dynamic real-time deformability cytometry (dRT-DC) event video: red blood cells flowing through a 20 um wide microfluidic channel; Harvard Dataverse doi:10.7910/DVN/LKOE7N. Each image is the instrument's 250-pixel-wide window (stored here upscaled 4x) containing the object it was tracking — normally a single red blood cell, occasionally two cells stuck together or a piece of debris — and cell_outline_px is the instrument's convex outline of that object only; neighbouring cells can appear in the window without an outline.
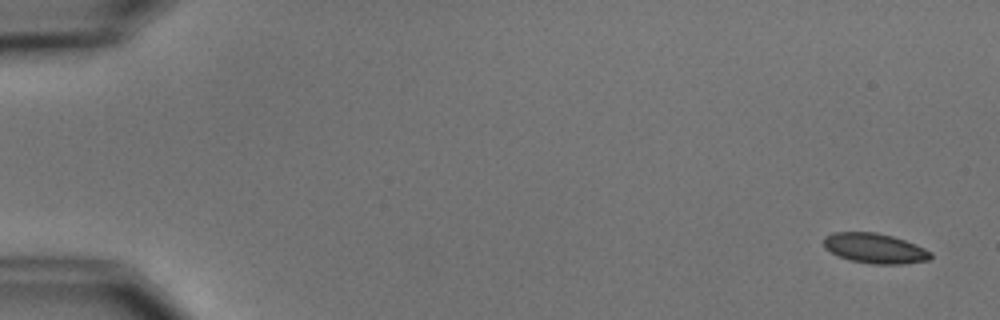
{"species": "common noctule bat (a hibernating species)", "species_latin": "Nyctalus noctula", "temperature_condition": "cold", "stored_images_in_passage": 8, "camera_frame_rate_fps": 3000, "um_per_image_px": 0.085, "animal": {"sex": "male", "body_mass_g": 15.6}, "frame": {"image": 1, "passage_image": 1, "time_ms": 0.0, "image_size_px": [1000, 320], "cell_outline_px": [[932, 256], [928, 260], [904, 264], [876, 264], [852, 260], [840, 256], [824, 248], [824, 236], [832, 232], [876, 232], [892, 236], [904, 240], [924, 248], [932, 252]], "centroid_in_image_um": [74.36, 21.1], "position_along_channel_um": 10.6, "area_um2": 18.55}}
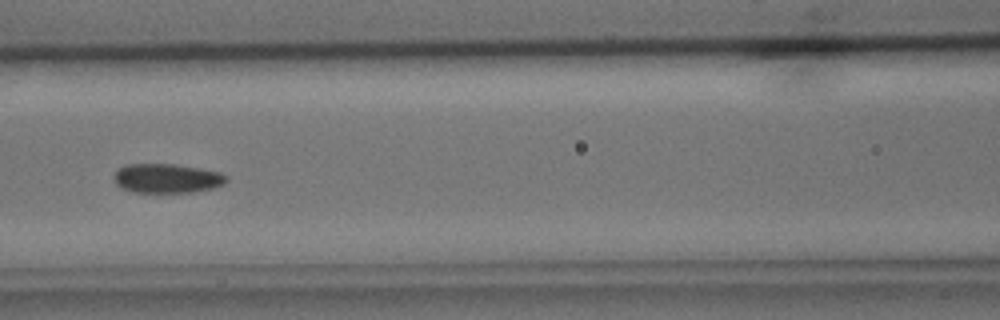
{"frame": {"image": 2, "passage_image": 7, "time_ms": 7.667, "image_size_px": [1000, 320], "cell_outline_px": [[228, 180], [224, 184], [212, 188], [192, 192], [132, 192], [116, 184], [116, 172], [120, 168], [128, 164], [176, 164], [220, 172]], "centroid_in_image_um": [14.21, 15.16], "position_along_channel_um": 152.4, "area_um2": 18.84}}
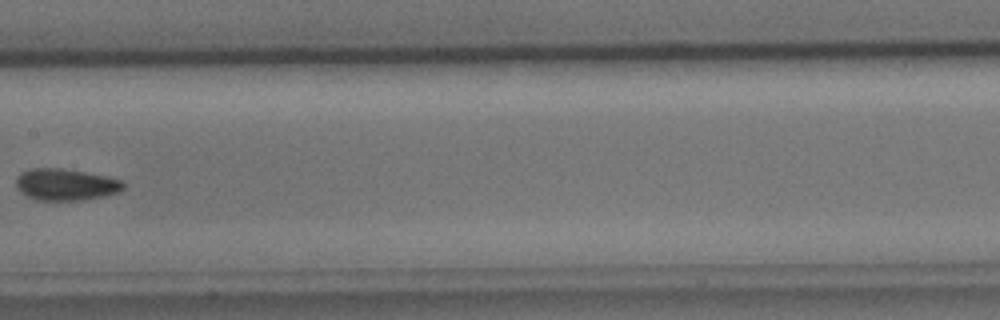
{"frame": {"image": 3, "passage_image": 8, "time_ms": 9.0, "image_size_px": [1000, 320], "cell_outline_px": [[124, 188], [120, 192], [84, 200], [36, 200], [28, 196], [16, 188], [16, 176], [20, 172], [32, 168], [60, 168], [108, 176], [124, 180]], "centroid_in_image_um": [5.59, 15.68], "position_along_channel_um": 201.8, "area_um2": 19.94}}